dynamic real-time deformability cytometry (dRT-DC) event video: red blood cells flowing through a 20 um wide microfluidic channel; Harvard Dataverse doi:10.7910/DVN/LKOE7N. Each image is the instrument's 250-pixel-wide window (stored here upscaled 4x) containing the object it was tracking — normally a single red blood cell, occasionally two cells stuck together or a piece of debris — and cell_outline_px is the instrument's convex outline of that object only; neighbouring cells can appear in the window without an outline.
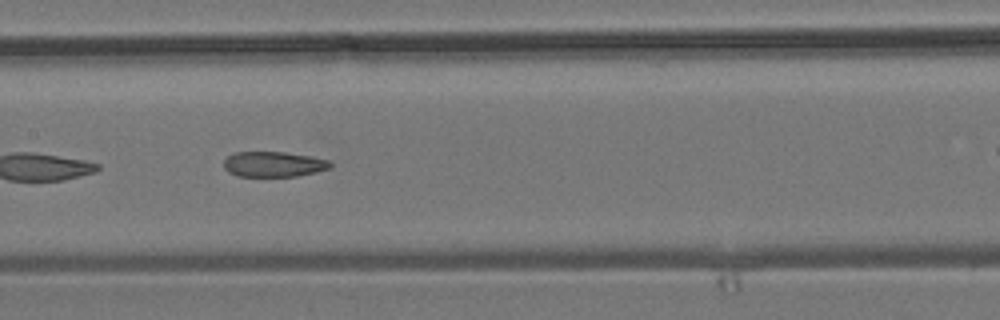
{"species": "common noctule bat (a hibernating species)", "species_latin": "Nyctalus noctula", "temperature_condition": "room temperature", "stored_images_in_passage": 9, "segment_of_instrument_passage": [1, 2], "camera_frame_rate_fps": 3000, "um_per_image_px": 0.085, "animal": {"sex": "male", "body_mass_g": 19.2, "forearm_length_mm": 51.8}, "frame": {"image": 1, "passage_image": 6, "time_ms": 7.0, "image_size_px": [1000, 320], "cell_outline_px": [[332, 164], [328, 168], [316, 172], [296, 176], [236, 176], [228, 172], [224, 168], [224, 160], [228, 156], [236, 152], [284, 152], [332, 160]], "centroid_in_image_um": [23.24, 13.96], "position_along_channel_um": 184.2, "area_um2": 15.66}}
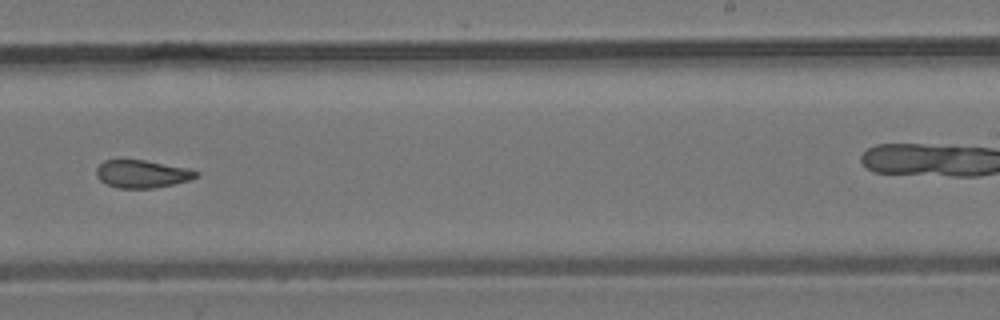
{"frame": {"image": 2, "passage_image": 8, "time_ms": 9.333, "image_size_px": [1000, 320], "cell_outline_px": [[200, 172], [196, 176], [188, 180], [172, 184], [152, 188], [116, 188], [100, 180], [96, 176], [96, 168], [104, 160], [144, 160], [188, 168]], "centroid_in_image_um": [12.04, 14.78], "position_along_channel_um": 277.0, "area_um2": 15.95}}